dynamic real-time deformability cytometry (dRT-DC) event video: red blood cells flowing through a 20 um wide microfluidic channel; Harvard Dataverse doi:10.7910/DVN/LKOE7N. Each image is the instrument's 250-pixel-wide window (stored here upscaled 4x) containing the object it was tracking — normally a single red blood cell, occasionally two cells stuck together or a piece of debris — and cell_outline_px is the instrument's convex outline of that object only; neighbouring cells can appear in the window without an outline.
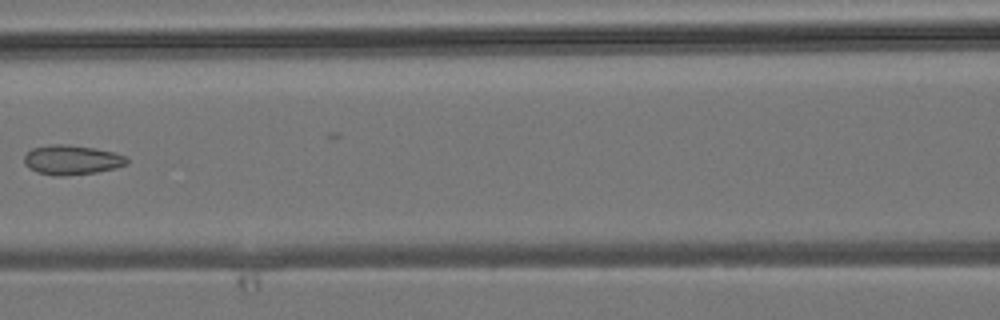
{"species": "common noctule bat (a hibernating species)", "species_latin": "Nyctalus noctula", "temperature_condition": "room temperature", "stored_images_in_passage": 5, "camera_frame_rate_fps": 3000, "um_per_image_px": 0.085, "animal": {"sex": "male", "body_mass_g": 19.2, "forearm_length_mm": 51.8}, "frame": {"image": 1, "passage_image": 5, "time_ms": 4.667, "image_size_px": [1000, 320], "cell_outline_px": [[128, 164], [116, 168], [96, 172], [64, 176], [56, 176], [36, 172], [28, 168], [24, 164], [24, 156], [32, 148], [48, 144], [64, 144], [92, 148], [112, 152], [128, 156]], "centroid_in_image_um": [6.09, 13.6], "position_along_channel_um": 160.5, "area_um2": 17.8}}